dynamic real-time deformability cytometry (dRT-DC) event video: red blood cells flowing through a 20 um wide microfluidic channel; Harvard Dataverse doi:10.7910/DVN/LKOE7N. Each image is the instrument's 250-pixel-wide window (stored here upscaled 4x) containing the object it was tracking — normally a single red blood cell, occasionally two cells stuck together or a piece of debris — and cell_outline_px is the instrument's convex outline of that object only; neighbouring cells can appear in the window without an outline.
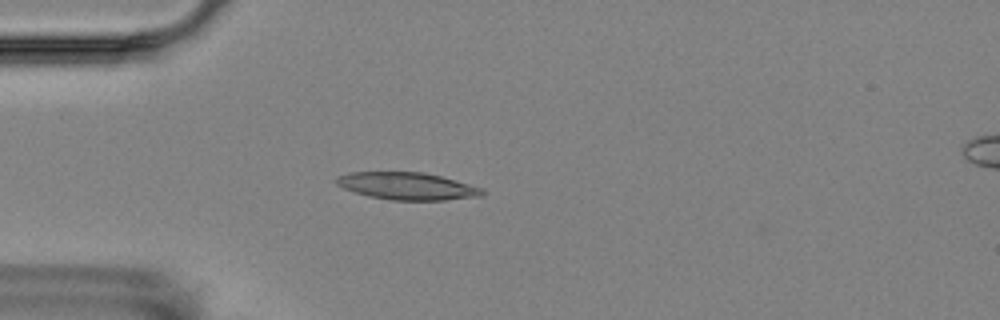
{"species": "Egyptian fruit bat (a non-hibernating species)", "species_latin": "Rousettus aegyptiacus", "temperature_condition": "room temperature", "stored_images_in_passage": 6, "camera_frame_rate_fps": 3000, "um_per_image_px": 0.085, "animal": {"sex": "female"}, "frame": {"image": 1, "passage_image": 5, "time_ms": 4.667, "image_size_px": [1000, 320], "cell_outline_px": [[484, 196], [444, 200], [392, 200], [368, 196], [344, 188], [336, 184], [336, 176], [348, 172], [424, 172], [456, 180], [484, 188]], "centroid_in_image_um": [34.64, 15.81], "position_along_channel_um": 50.4, "area_um2": 23.29}}